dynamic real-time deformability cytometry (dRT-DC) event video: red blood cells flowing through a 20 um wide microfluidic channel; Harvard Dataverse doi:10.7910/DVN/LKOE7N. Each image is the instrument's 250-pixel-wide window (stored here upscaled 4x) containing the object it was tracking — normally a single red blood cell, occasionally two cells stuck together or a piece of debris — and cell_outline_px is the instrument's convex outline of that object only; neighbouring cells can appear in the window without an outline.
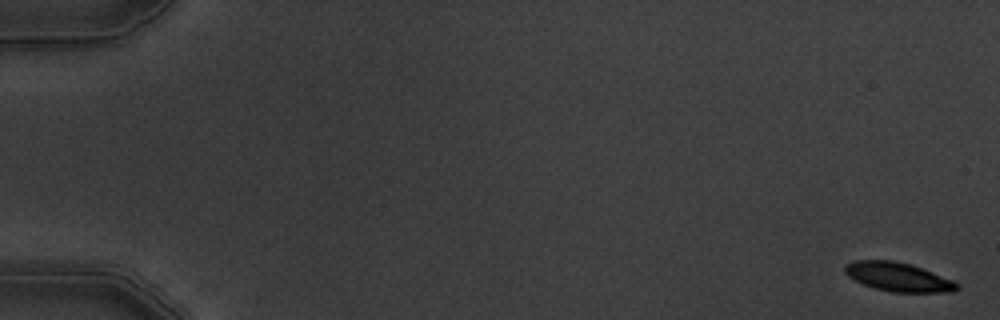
{"species": "common noctule bat (a hibernating species)", "species_latin": "Nyctalus noctula", "temperature_condition": "warm", "stored_images_in_passage": 9, "camera_frame_rate_fps": 3000, "um_per_image_px": 0.085, "animal": {"sex": "male", "body_mass_g": 19.5, "forearm_length_mm": 54.6}, "frame": {"image": 1, "passage_image": 1, "time_ms": 0.0, "image_size_px": [1000, 320], "cell_outline_px": [[960, 288], [952, 292], [892, 292], [876, 288], [864, 284], [848, 276], [844, 272], [844, 264], [856, 260], [892, 260], [912, 264], [952, 280], [960, 284]], "centroid_in_image_um": [76.35, 23.53], "position_along_channel_um": 8.6, "area_um2": 18.84}}
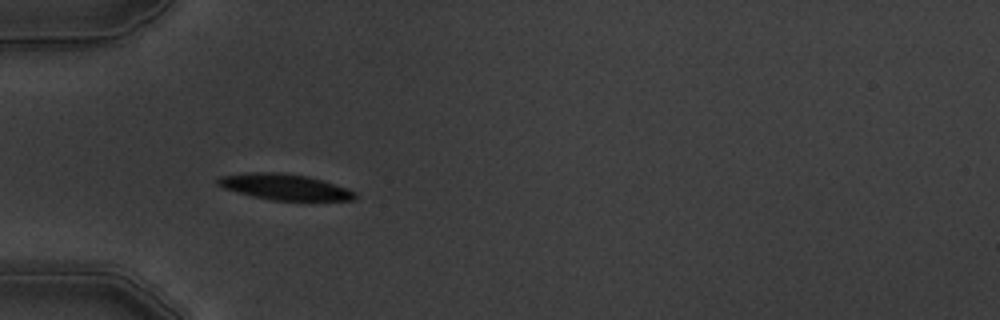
{"frame": {"image": 2, "passage_image": 6, "time_ms": 5.667, "image_size_px": [1000, 320], "cell_outline_px": [[356, 196], [352, 200], [272, 200], [252, 196], [224, 188], [216, 184], [216, 180], [220, 176], [244, 172], [280, 172], [308, 176], [348, 188], [356, 192]], "centroid_in_image_um": [24.16, 15.87], "position_along_channel_um": 60.8, "area_um2": 20.69}}